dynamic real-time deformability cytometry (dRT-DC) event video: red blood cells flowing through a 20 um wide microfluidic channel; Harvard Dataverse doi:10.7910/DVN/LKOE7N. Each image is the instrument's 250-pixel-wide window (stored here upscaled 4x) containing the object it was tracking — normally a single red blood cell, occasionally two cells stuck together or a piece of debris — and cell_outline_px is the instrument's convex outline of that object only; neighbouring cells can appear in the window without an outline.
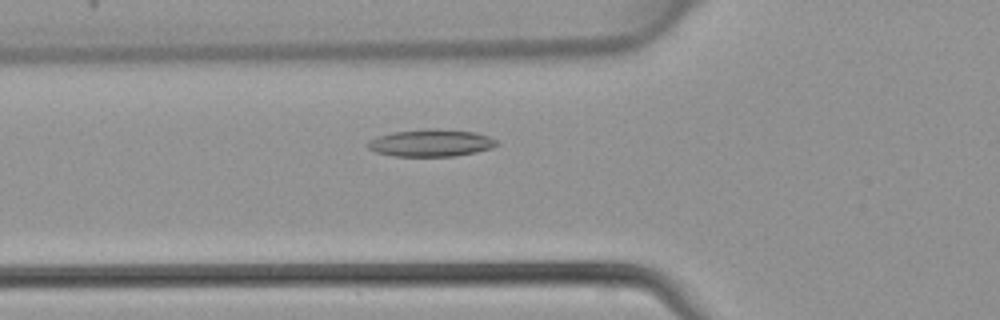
{"species": "common noctule bat (a hibernating species)", "species_latin": "Nyctalus noctula", "temperature_condition": "warm", "stored_images_in_passage": 34, "camera_frame_rate_fps": 3000, "um_per_image_px": 0.085, "animal": {"sex": "female", "body_mass_g": 22.7, "forearm_length_mm": 54.2}, "frame": {"image": 1, "passage_image": 5, "time_ms": 1.333, "image_size_px": [1000, 320], "cell_outline_px": [[500, 144], [492, 148], [476, 152], [456, 156], [392, 156], [376, 152], [368, 148], [368, 140], [392, 132], [476, 132], [500, 140]], "centroid_in_image_um": [36.68, 12.21], "position_along_channel_um": 89.1, "area_um2": 19.36}}
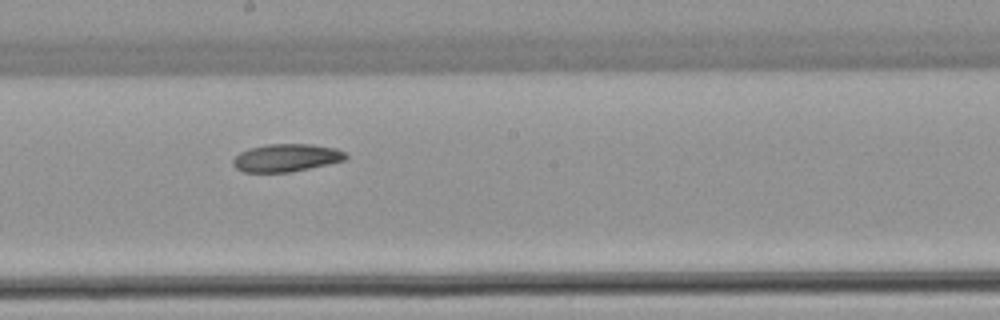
{"frame": {"image": 2, "passage_image": 14, "time_ms": 4.333, "image_size_px": [1000, 320], "cell_outline_px": [[348, 156], [344, 160], [328, 164], [292, 172], [244, 172], [236, 168], [232, 164], [232, 160], [240, 152], [248, 148], [268, 144], [312, 144], [336, 148], [344, 152]], "centroid_in_image_um": [24.32, 13.41], "position_along_channel_um": 223.9, "area_um2": 18.26}}
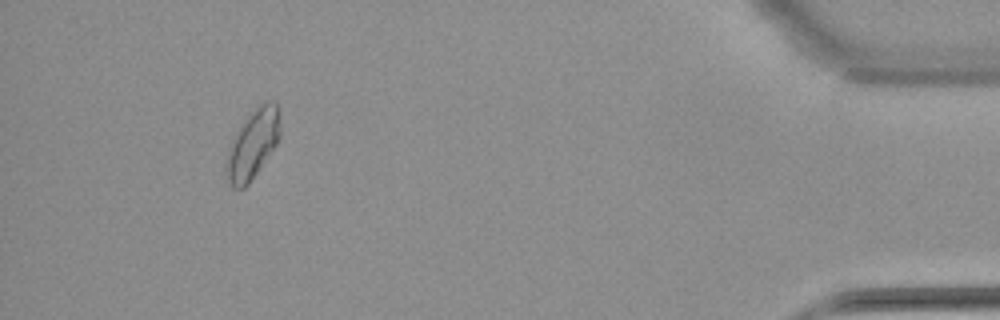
{"frame": {"image": 3, "passage_image": 31, "time_ms": 10.0, "image_size_px": [1000, 320], "cell_outline_px": [[280, 136], [276, 144], [248, 184], [244, 188], [232, 188], [228, 184], [224, 168], [224, 164], [228, 148], [236, 132], [244, 120], [256, 104], [264, 100], [276, 100], [280, 112]], "centroid_in_image_um": [21.47, 12.2], "position_along_channel_um": 413.7, "area_um2": 22.14}}